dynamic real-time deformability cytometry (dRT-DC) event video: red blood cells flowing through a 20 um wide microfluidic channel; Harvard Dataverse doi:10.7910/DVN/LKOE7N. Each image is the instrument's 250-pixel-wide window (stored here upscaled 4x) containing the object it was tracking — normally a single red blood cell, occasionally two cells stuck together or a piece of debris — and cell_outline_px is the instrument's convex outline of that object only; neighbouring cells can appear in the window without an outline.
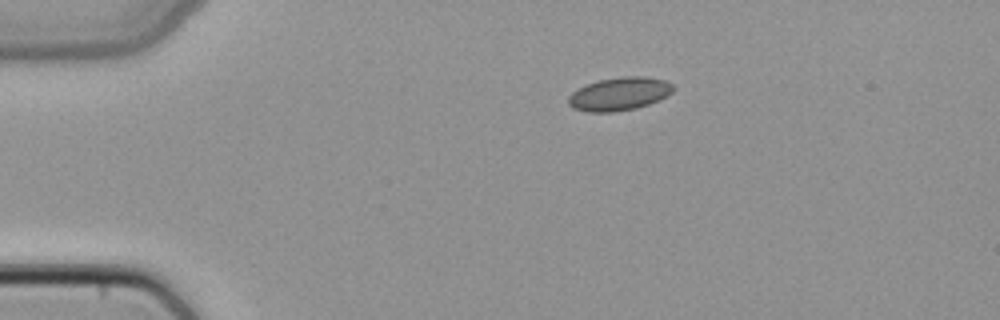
{"species": "common noctule bat (a hibernating species)", "species_latin": "Nyctalus noctula", "temperature_condition": "cold", "stored_images_in_passage": 2, "camera_frame_rate_fps": 3000, "um_per_image_px": 0.085, "animal": {"sex": "female", "body_mass_g": 22.7, "forearm_length_mm": 54.2}, "frame": {"image": 1, "passage_image": 1, "time_ms": 0.0, "image_size_px": [1000, 320], "cell_outline_px": [[676, 88], [672, 92], [648, 104], [636, 108], [612, 112], [588, 112], [572, 108], [568, 104], [568, 96], [572, 92], [588, 84], [600, 80], [620, 76], [644, 76], [664, 80], [672, 84]], "centroid_in_image_um": [52.62, 7.98], "position_along_channel_um": 32.4, "area_um2": 20.11}}